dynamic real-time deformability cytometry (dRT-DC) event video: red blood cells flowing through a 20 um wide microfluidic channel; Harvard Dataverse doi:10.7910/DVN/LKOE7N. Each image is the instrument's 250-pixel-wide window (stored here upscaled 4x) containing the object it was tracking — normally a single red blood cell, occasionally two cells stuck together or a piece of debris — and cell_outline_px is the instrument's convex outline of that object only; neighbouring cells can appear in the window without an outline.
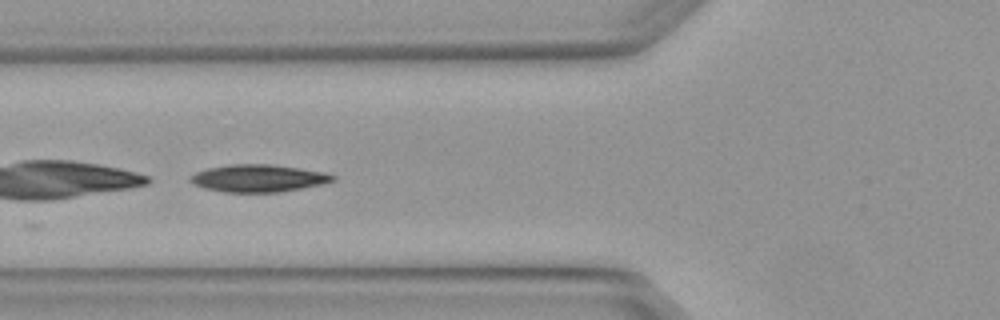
{"species": "Egyptian fruit bat (a non-hibernating species)", "species_latin": "Rousettus aegyptiacus", "temperature_condition": "warm", "stored_images_in_passage": 5, "camera_frame_rate_fps": 3000, "um_per_image_px": 0.085, "animal": {"sex": "female"}, "frame": {"image": 1, "passage_image": 5, "time_ms": 1.333, "image_size_px": [1000, 320], "cell_outline_px": [[336, 180], [320, 184], [280, 192], [224, 192], [204, 188], [188, 180], [196, 172], [208, 168], [228, 164], [268, 164], [300, 168], [324, 172], [336, 176]], "centroid_in_image_um": [21.96, 15.14], "position_along_channel_um": 103.8, "area_um2": 22.54}}